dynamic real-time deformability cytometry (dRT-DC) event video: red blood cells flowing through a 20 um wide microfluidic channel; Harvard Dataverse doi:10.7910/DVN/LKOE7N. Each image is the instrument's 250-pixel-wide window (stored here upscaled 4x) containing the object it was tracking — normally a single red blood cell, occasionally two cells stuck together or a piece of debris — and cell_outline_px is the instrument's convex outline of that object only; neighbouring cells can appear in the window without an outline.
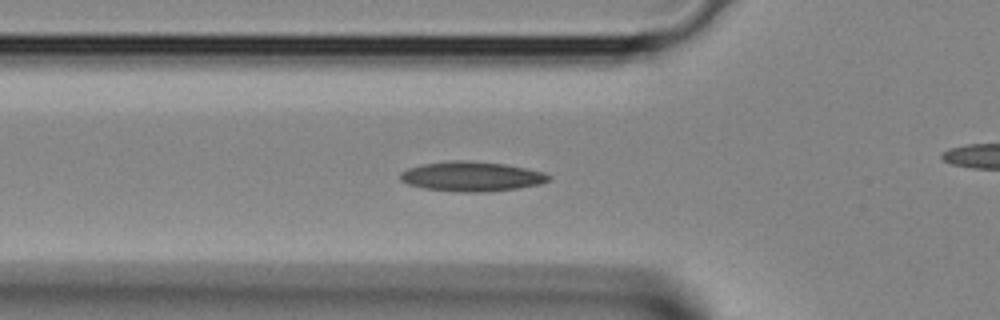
{"species": "Egyptian fruit bat (a non-hibernating species)", "species_latin": "Rousettus aegyptiacus", "temperature_condition": "room temperature", "stored_images_in_passage": 41, "camera_frame_rate_fps": 3000, "um_per_image_px": 0.085, "animal": {"sex": "female"}, "frame": {"image": 1, "passage_image": 13, "time_ms": 4.0, "image_size_px": [1000, 320], "cell_outline_px": [[552, 176], [548, 180], [540, 184], [516, 188], [484, 192], [460, 192], [424, 188], [408, 184], [400, 180], [400, 172], [408, 168], [420, 164], [448, 160], [468, 160], [504, 164], [544, 172]], "centroid_in_image_um": [40.04, 14.99], "position_along_channel_um": 85.8, "area_um2": 25.72}}
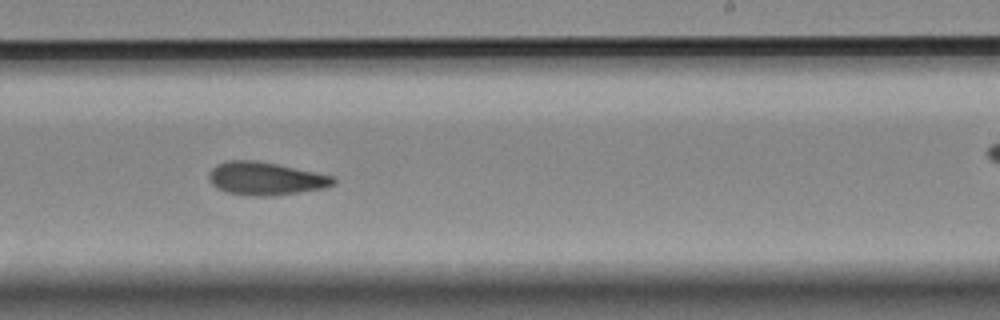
{"frame": {"image": 2, "passage_image": 24, "time_ms": 7.667, "image_size_px": [1000, 320], "cell_outline_px": [[336, 184], [324, 188], [300, 192], [272, 196], [256, 196], [224, 192], [216, 188], [208, 180], [208, 176], [212, 168], [216, 164], [228, 160], [256, 160], [336, 176]], "centroid_in_image_um": [22.57, 15.18], "position_along_channel_um": 266.4, "area_um2": 24.16}}
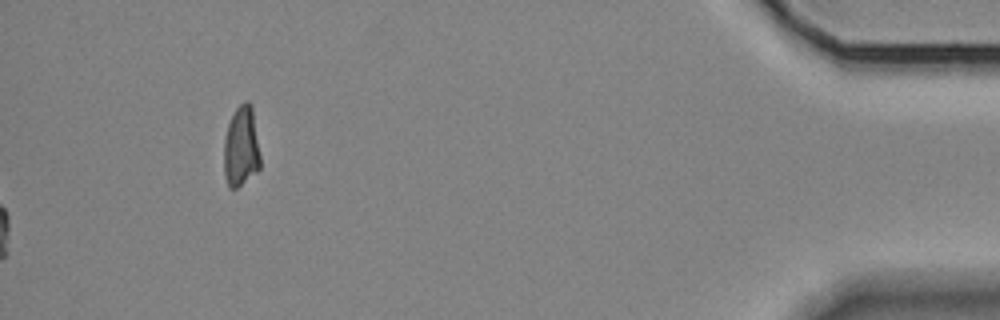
{"frame": {"image": 3, "passage_image": 41, "time_ms": 13.333, "image_size_px": [1000, 320], "cell_outline_px": [[260, 168], [256, 172], [236, 188], [228, 188], [224, 176], [224, 140], [228, 124], [236, 108], [244, 100], [248, 100], [252, 104], [260, 156]], "centroid_in_image_um": [20.5, 12.46], "position_along_channel_um": 414.7, "area_um2": 17.17}}